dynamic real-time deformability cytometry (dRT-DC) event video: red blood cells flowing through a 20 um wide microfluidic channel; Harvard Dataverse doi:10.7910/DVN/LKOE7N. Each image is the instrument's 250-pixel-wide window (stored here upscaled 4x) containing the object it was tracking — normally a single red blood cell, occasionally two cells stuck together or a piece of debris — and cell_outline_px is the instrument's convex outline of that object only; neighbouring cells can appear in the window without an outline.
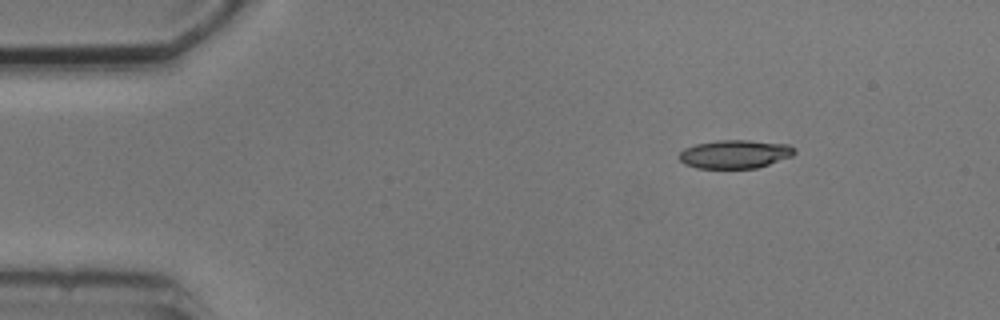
{"species": "common noctule bat (a hibernating species)", "species_latin": "Nyctalus noctula", "temperature_condition": "cold", "stored_images_in_passage": 9, "camera_frame_rate_fps": 3000, "um_per_image_px": 0.085, "animal": {"sex": "male", "body_mass_g": 20.5, "forearm_length_mm": 52.5}, "frame": {"image": 1, "passage_image": 1, "time_ms": 0.0, "image_size_px": [1000, 320], "cell_outline_px": [[796, 152], [792, 156], [756, 168], [696, 168], [684, 164], [680, 160], [680, 152], [684, 148], [696, 144], [716, 140], [748, 140], [788, 144], [796, 148]], "centroid_in_image_um": [62.47, 13.09], "position_along_channel_um": 22.5, "area_um2": 19.13}}
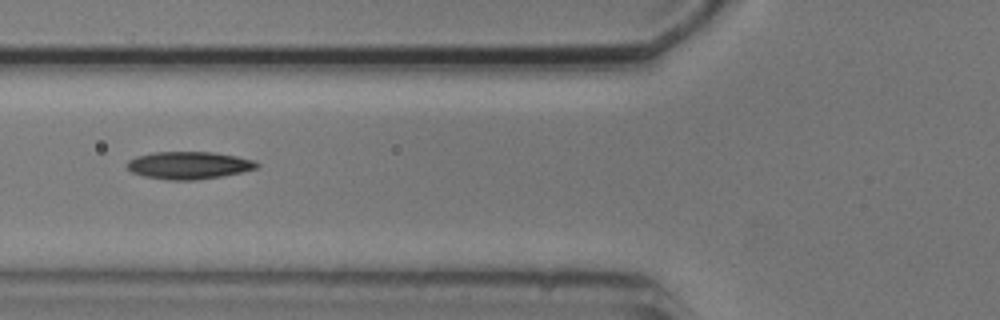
{"frame": {"image": 2, "passage_image": 4, "time_ms": 4.333, "image_size_px": [1000, 320], "cell_outline_px": [[260, 164], [256, 168], [240, 172], [220, 176], [196, 180], [168, 180], [144, 176], [132, 172], [128, 168], [128, 160], [136, 156], [152, 152], [212, 152], [236, 156], [256, 160]], "centroid_in_image_um": [16.05, 14.04], "position_along_channel_um": 109.8, "area_um2": 20.69}}
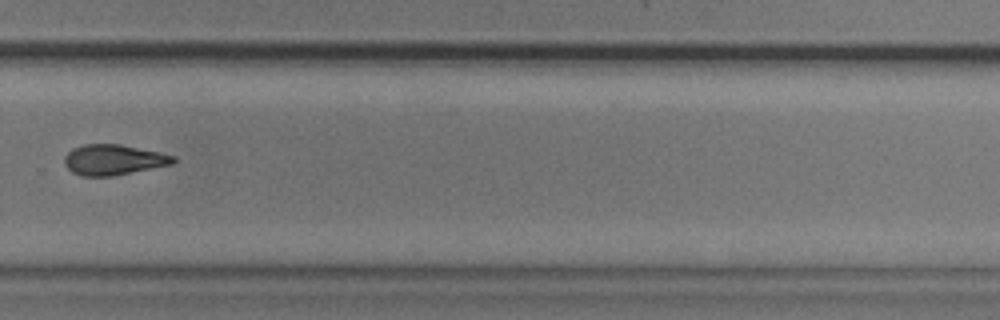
{"frame": {"image": 3, "passage_image": 9, "time_ms": 10.0, "image_size_px": [1000, 320], "cell_outline_px": [[176, 160], [172, 164], [112, 176], [80, 176], [72, 172], [64, 164], [64, 156], [72, 148], [84, 144], [120, 144], [160, 152], [176, 156]], "centroid_in_image_um": [9.63, 13.57], "position_along_channel_um": 320.2, "area_um2": 19.36}}